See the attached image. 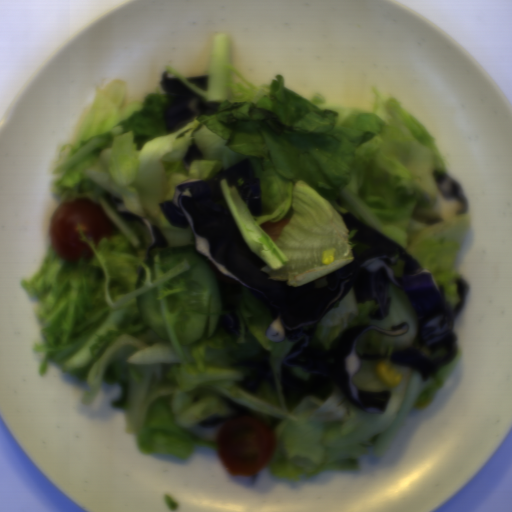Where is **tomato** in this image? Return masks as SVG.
I'll return each mask as SVG.
<instances>
[{
    "label": "tomato",
    "instance_id": "512abeb7",
    "mask_svg": "<svg viewBox=\"0 0 512 512\" xmlns=\"http://www.w3.org/2000/svg\"><path fill=\"white\" fill-rule=\"evenodd\" d=\"M78 225L85 239H90L95 247L115 231L102 204L85 196L66 201L54 212L48 234L53 252L69 263L94 255L89 244L82 241Z\"/></svg>",
    "mask_w": 512,
    "mask_h": 512
},
{
    "label": "tomato",
    "instance_id": "da07e99c",
    "mask_svg": "<svg viewBox=\"0 0 512 512\" xmlns=\"http://www.w3.org/2000/svg\"><path fill=\"white\" fill-rule=\"evenodd\" d=\"M219 459L232 477L253 476L269 466L278 448L274 431L254 417L223 424L216 438Z\"/></svg>",
    "mask_w": 512,
    "mask_h": 512
}]
</instances>
